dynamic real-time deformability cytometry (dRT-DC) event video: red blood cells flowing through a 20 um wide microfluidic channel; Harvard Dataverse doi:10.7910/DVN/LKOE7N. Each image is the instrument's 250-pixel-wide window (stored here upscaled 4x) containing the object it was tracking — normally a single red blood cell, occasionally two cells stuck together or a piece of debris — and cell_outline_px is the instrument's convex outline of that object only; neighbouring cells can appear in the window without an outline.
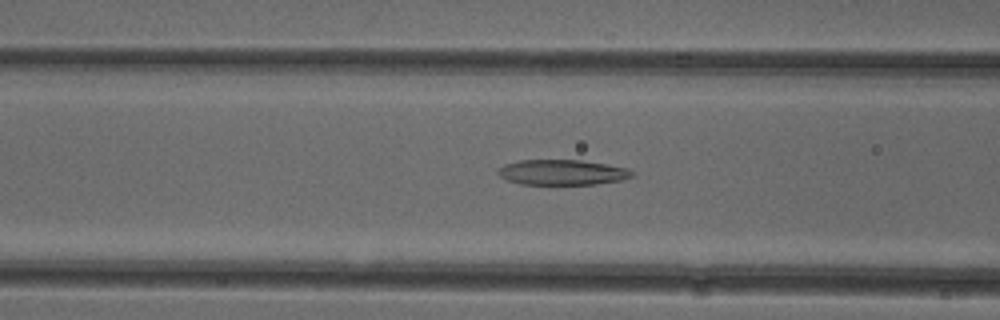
{"species": "common noctule bat (a hibernating species)", "species_latin": "Nyctalus noctula", "temperature_condition": "cold", "stored_images_in_passage": 39, "camera_frame_rate_fps": 3000, "um_per_image_px": 0.085, "animal": {"sex": "female"}, "frame": {"image": 1, "passage_image": 8, "time_ms": 2.333, "image_size_px": [1000, 320], "cell_outline_px": [[632, 176], [620, 180], [596, 184], [520, 184], [508, 180], [500, 176], [496, 172], [496, 168], [504, 164], [520, 160], [580, 160], [608, 164], [628, 168], [632, 172]], "centroid_in_image_um": [47.74, 14.64], "position_along_channel_um": 118.9, "area_um2": 19.77}}
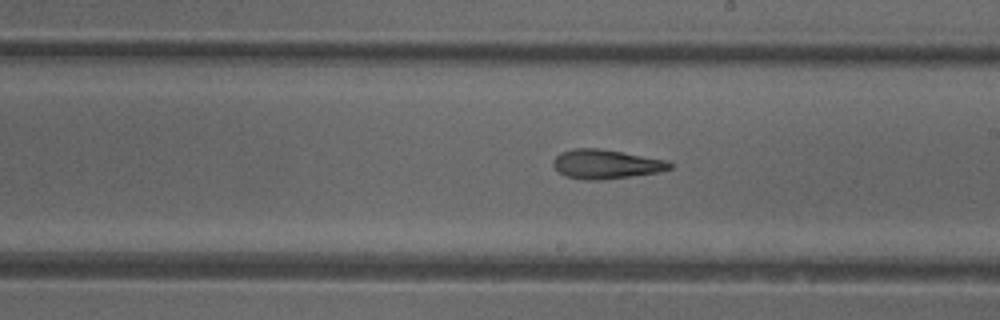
{"frame": {"image": 2, "passage_image": 17, "time_ms": 5.333, "image_size_px": [1000, 320], "cell_outline_px": [[672, 168], [660, 172], [600, 180], [584, 180], [564, 176], [552, 164], [552, 160], [560, 152], [572, 148], [600, 148], [668, 160], [672, 164]], "centroid_in_image_um": [51.5, 13.94], "position_along_channel_um": 237.5, "area_um2": 20.0}}
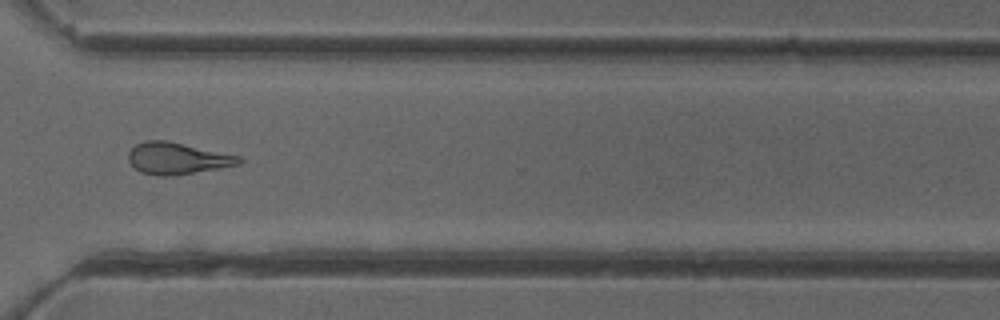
{"frame": {"image": 3, "passage_image": 26, "time_ms": 8.333, "image_size_px": [1000, 320], "cell_outline_px": [[244, 160], [240, 164], [220, 168], [172, 176], [160, 176], [140, 172], [128, 160], [128, 152], [136, 144], [144, 140], [168, 140], [240, 156]], "centroid_in_image_um": [15.07, 13.45], "position_along_channel_um": 355.5, "area_um2": 20.52}, "authors_computed_cell_mechanics": {"area_um2": 20.1722, "velocity_mm_per_s": 3.95, "shape_relaxation_time_tau1_ms": null, "shape_relaxation_time_tau2_ms": 4.6751, "deformation_change_tau1": null, "deformation_change_tau2": 0.1635}}